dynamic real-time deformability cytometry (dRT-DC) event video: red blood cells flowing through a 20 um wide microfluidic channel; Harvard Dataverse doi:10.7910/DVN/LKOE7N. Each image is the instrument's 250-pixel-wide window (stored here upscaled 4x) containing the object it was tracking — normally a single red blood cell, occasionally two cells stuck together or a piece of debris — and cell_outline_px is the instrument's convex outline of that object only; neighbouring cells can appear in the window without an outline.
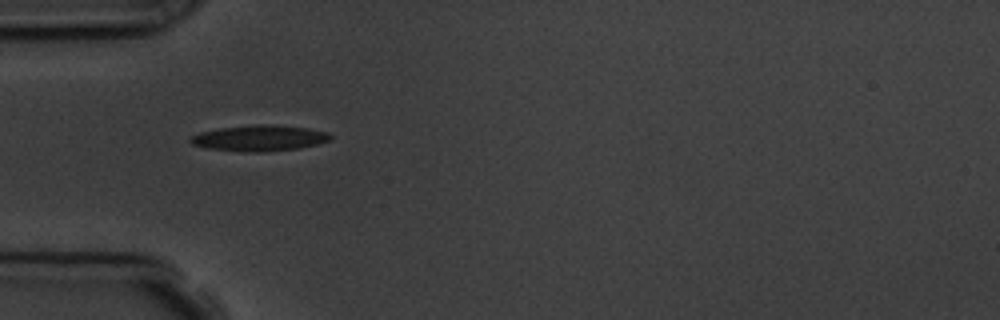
{"species": "common noctule bat (a hibernating species)", "species_latin": "Nyctalus noctula", "temperature_condition": "room temperature", "stored_images_in_passage": 3, "camera_frame_rate_fps": 3000, "um_per_image_px": 0.085, "animal": {"sex": "male", "body_mass_g": 19.5, "forearm_length_mm": 54.6}, "frame": {"image": 1, "passage_image": 1, "time_ms": 0.0, "image_size_px": [1000, 320], "cell_outline_px": [[332, 140], [300, 148], [264, 152], [244, 152], [204, 148], [192, 144], [188, 140], [192, 136], [200, 132], [220, 128], [256, 124], [264, 124], [308, 128], [328, 132], [332, 136]], "centroid_in_image_um": [22.04, 11.75], "position_along_channel_um": 63.0, "area_um2": 21.21}}